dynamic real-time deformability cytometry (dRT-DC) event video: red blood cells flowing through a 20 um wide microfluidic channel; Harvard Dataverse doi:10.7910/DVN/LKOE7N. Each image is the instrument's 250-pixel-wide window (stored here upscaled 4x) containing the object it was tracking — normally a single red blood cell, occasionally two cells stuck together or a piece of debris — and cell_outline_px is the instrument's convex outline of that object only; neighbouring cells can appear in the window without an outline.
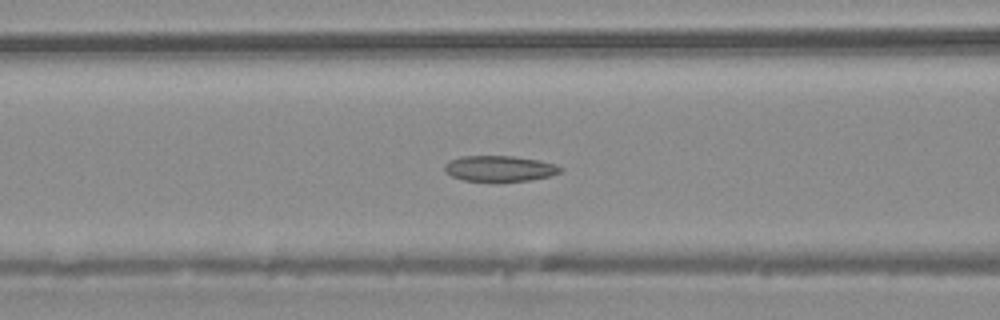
{"species": "common noctule bat (a hibernating species)", "species_latin": "Nyctalus noctula", "temperature_condition": "warm", "stored_images_in_passage": 46, "camera_frame_rate_fps": 3000, "um_per_image_px": 0.085, "animal": {"sex": "male", "body_mass_g": 20.4}, "frame": {"image": 1, "passage_image": 18, "time_ms": 5.667, "image_size_px": [1000, 320], "cell_outline_px": [[564, 168], [560, 172], [552, 176], [528, 180], [464, 180], [452, 176], [444, 172], [444, 164], [460, 156], [512, 156], [540, 160], [556, 164]], "centroid_in_image_um": [42.49, 14.31], "position_along_channel_um": 124.1, "area_um2": 17.17}}
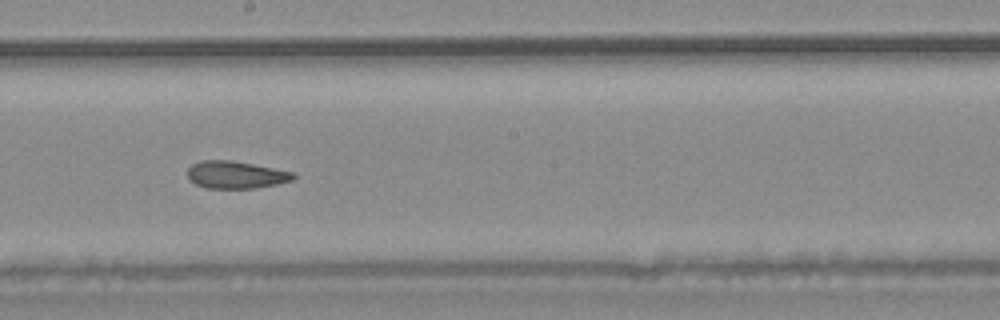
{"frame": {"image": 2, "passage_image": 25, "time_ms": 8.0, "image_size_px": [1000, 320], "cell_outline_px": [[296, 176], [292, 180], [276, 184], [256, 188], [204, 188], [188, 180], [188, 168], [192, 164], [200, 160], [232, 160], [296, 172]], "centroid_in_image_um": [20.04, 14.85], "position_along_channel_um": 228.2, "area_um2": 17.05}}
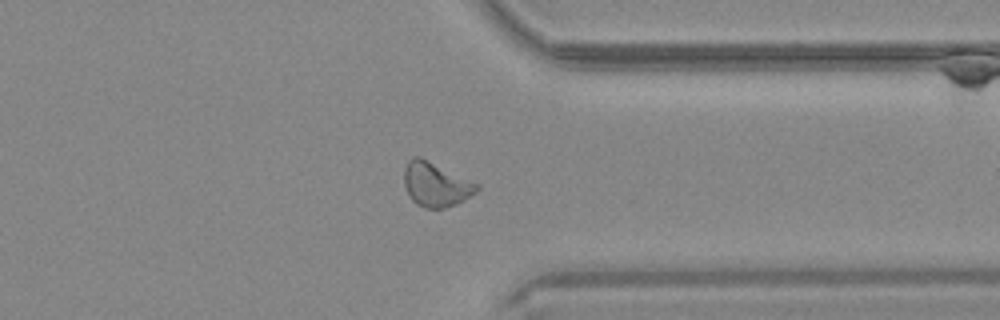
{"frame": {"image": 3, "passage_image": 35, "time_ms": 11.333, "image_size_px": [1000, 320], "cell_outline_px": [[480, 188], [476, 192], [464, 200], [456, 204], [444, 208], [424, 208], [416, 204], [408, 196], [404, 184], [404, 168], [408, 160], [412, 156], [420, 156], [480, 184]], "centroid_in_image_um": [37.03, 15.67], "position_along_channel_um": 374.4, "area_um2": 19.02}}